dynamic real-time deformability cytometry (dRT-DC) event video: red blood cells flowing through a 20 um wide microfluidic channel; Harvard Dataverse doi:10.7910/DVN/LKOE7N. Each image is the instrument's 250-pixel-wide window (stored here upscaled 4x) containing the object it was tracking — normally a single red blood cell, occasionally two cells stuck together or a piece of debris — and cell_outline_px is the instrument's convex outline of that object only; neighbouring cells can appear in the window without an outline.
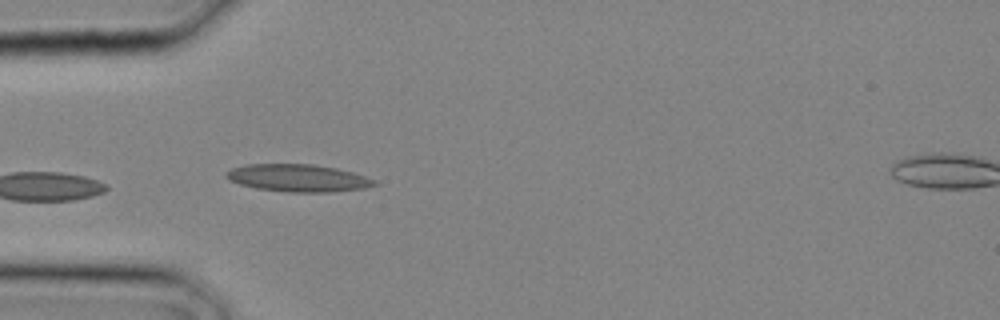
{"species": "common noctule bat (a hibernating species)", "species_latin": "Nyctalus noctula", "temperature_condition": "cold", "stored_images_in_passage": 2, "camera_frame_rate_fps": 3000, "um_per_image_px": 0.085, "animal": {"sex": "male", "body_mass_g": 20.4}, "frame": {"image": 1, "passage_image": 2, "time_ms": 0.333, "image_size_px": [1000, 320], "cell_outline_px": [[380, 184], [364, 188], [332, 192], [288, 192], [256, 188], [240, 184], [228, 180], [224, 176], [224, 172], [232, 168], [248, 164], [312, 164], [336, 168], [352, 172], [376, 180]], "centroid_in_image_um": [25.32, 15.13], "position_along_channel_um": 59.7, "area_um2": 23.76}}